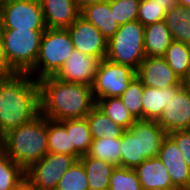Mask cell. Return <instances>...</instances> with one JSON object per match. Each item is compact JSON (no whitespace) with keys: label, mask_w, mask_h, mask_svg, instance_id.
<instances>
[{"label":"cell","mask_w":190,"mask_h":190,"mask_svg":"<svg viewBox=\"0 0 190 190\" xmlns=\"http://www.w3.org/2000/svg\"><path fill=\"white\" fill-rule=\"evenodd\" d=\"M39 115L38 80L28 73L0 74V134L3 136Z\"/></svg>","instance_id":"cell-1"},{"label":"cell","mask_w":190,"mask_h":190,"mask_svg":"<svg viewBox=\"0 0 190 190\" xmlns=\"http://www.w3.org/2000/svg\"><path fill=\"white\" fill-rule=\"evenodd\" d=\"M40 90V114L65 121L86 117L96 105L92 87L81 83L63 82L55 76L38 80Z\"/></svg>","instance_id":"cell-2"},{"label":"cell","mask_w":190,"mask_h":190,"mask_svg":"<svg viewBox=\"0 0 190 190\" xmlns=\"http://www.w3.org/2000/svg\"><path fill=\"white\" fill-rule=\"evenodd\" d=\"M2 151L25 170L48 153L47 118L37 116L33 121L3 135Z\"/></svg>","instance_id":"cell-3"},{"label":"cell","mask_w":190,"mask_h":190,"mask_svg":"<svg viewBox=\"0 0 190 190\" xmlns=\"http://www.w3.org/2000/svg\"><path fill=\"white\" fill-rule=\"evenodd\" d=\"M44 31L0 29V62L4 73H28L33 68Z\"/></svg>","instance_id":"cell-4"},{"label":"cell","mask_w":190,"mask_h":190,"mask_svg":"<svg viewBox=\"0 0 190 190\" xmlns=\"http://www.w3.org/2000/svg\"><path fill=\"white\" fill-rule=\"evenodd\" d=\"M73 50L74 45L67 29L46 28L42 36L38 58L28 74L35 80L54 76Z\"/></svg>","instance_id":"cell-5"},{"label":"cell","mask_w":190,"mask_h":190,"mask_svg":"<svg viewBox=\"0 0 190 190\" xmlns=\"http://www.w3.org/2000/svg\"><path fill=\"white\" fill-rule=\"evenodd\" d=\"M144 28L138 20L119 25L117 32L108 41L106 58L137 70L146 57Z\"/></svg>","instance_id":"cell-6"},{"label":"cell","mask_w":190,"mask_h":190,"mask_svg":"<svg viewBox=\"0 0 190 190\" xmlns=\"http://www.w3.org/2000/svg\"><path fill=\"white\" fill-rule=\"evenodd\" d=\"M135 76L136 70L130 66L102 59L92 86L95 103L102 98H119Z\"/></svg>","instance_id":"cell-7"},{"label":"cell","mask_w":190,"mask_h":190,"mask_svg":"<svg viewBox=\"0 0 190 190\" xmlns=\"http://www.w3.org/2000/svg\"><path fill=\"white\" fill-rule=\"evenodd\" d=\"M76 160L68 154L47 153L25 170V178L35 190H55L64 173Z\"/></svg>","instance_id":"cell-8"},{"label":"cell","mask_w":190,"mask_h":190,"mask_svg":"<svg viewBox=\"0 0 190 190\" xmlns=\"http://www.w3.org/2000/svg\"><path fill=\"white\" fill-rule=\"evenodd\" d=\"M1 29L45 30L43 12L39 0H9L4 4Z\"/></svg>","instance_id":"cell-9"},{"label":"cell","mask_w":190,"mask_h":190,"mask_svg":"<svg viewBox=\"0 0 190 190\" xmlns=\"http://www.w3.org/2000/svg\"><path fill=\"white\" fill-rule=\"evenodd\" d=\"M74 49L83 54L105 59L108 51V41L102 33L81 15L67 28Z\"/></svg>","instance_id":"cell-10"},{"label":"cell","mask_w":190,"mask_h":190,"mask_svg":"<svg viewBox=\"0 0 190 190\" xmlns=\"http://www.w3.org/2000/svg\"><path fill=\"white\" fill-rule=\"evenodd\" d=\"M100 61L74 49L54 76L63 82L81 83L92 87Z\"/></svg>","instance_id":"cell-11"},{"label":"cell","mask_w":190,"mask_h":190,"mask_svg":"<svg viewBox=\"0 0 190 190\" xmlns=\"http://www.w3.org/2000/svg\"><path fill=\"white\" fill-rule=\"evenodd\" d=\"M157 123L166 134L177 130H188L190 126V91L183 85L176 91L173 99L163 109Z\"/></svg>","instance_id":"cell-12"},{"label":"cell","mask_w":190,"mask_h":190,"mask_svg":"<svg viewBox=\"0 0 190 190\" xmlns=\"http://www.w3.org/2000/svg\"><path fill=\"white\" fill-rule=\"evenodd\" d=\"M136 77L146 87L167 88L182 86V81L169 67L164 57H145L136 70Z\"/></svg>","instance_id":"cell-13"},{"label":"cell","mask_w":190,"mask_h":190,"mask_svg":"<svg viewBox=\"0 0 190 190\" xmlns=\"http://www.w3.org/2000/svg\"><path fill=\"white\" fill-rule=\"evenodd\" d=\"M158 158L167 168L173 185L180 190H190V167L168 134L161 143Z\"/></svg>","instance_id":"cell-14"},{"label":"cell","mask_w":190,"mask_h":190,"mask_svg":"<svg viewBox=\"0 0 190 190\" xmlns=\"http://www.w3.org/2000/svg\"><path fill=\"white\" fill-rule=\"evenodd\" d=\"M46 28L67 29L80 16L74 0H39Z\"/></svg>","instance_id":"cell-15"},{"label":"cell","mask_w":190,"mask_h":190,"mask_svg":"<svg viewBox=\"0 0 190 190\" xmlns=\"http://www.w3.org/2000/svg\"><path fill=\"white\" fill-rule=\"evenodd\" d=\"M142 190L178 189L168 174L167 168L158 157L146 159L134 168Z\"/></svg>","instance_id":"cell-16"},{"label":"cell","mask_w":190,"mask_h":190,"mask_svg":"<svg viewBox=\"0 0 190 190\" xmlns=\"http://www.w3.org/2000/svg\"><path fill=\"white\" fill-rule=\"evenodd\" d=\"M128 130L140 132L141 155L146 159L158 157L161 143L167 134L157 121L139 119Z\"/></svg>","instance_id":"cell-17"},{"label":"cell","mask_w":190,"mask_h":190,"mask_svg":"<svg viewBox=\"0 0 190 190\" xmlns=\"http://www.w3.org/2000/svg\"><path fill=\"white\" fill-rule=\"evenodd\" d=\"M181 86L167 88L143 87L142 96V119L157 121L163 113V109L173 99L176 91Z\"/></svg>","instance_id":"cell-18"},{"label":"cell","mask_w":190,"mask_h":190,"mask_svg":"<svg viewBox=\"0 0 190 190\" xmlns=\"http://www.w3.org/2000/svg\"><path fill=\"white\" fill-rule=\"evenodd\" d=\"M80 15L93 24L109 41L119 29V24L110 10L109 1L84 6Z\"/></svg>","instance_id":"cell-19"},{"label":"cell","mask_w":190,"mask_h":190,"mask_svg":"<svg viewBox=\"0 0 190 190\" xmlns=\"http://www.w3.org/2000/svg\"><path fill=\"white\" fill-rule=\"evenodd\" d=\"M144 34V52L146 57H163L173 40L164 20L145 26Z\"/></svg>","instance_id":"cell-20"},{"label":"cell","mask_w":190,"mask_h":190,"mask_svg":"<svg viewBox=\"0 0 190 190\" xmlns=\"http://www.w3.org/2000/svg\"><path fill=\"white\" fill-rule=\"evenodd\" d=\"M79 160L84 166L89 190H108L110 177L116 166L90 157L88 154L81 156Z\"/></svg>","instance_id":"cell-21"},{"label":"cell","mask_w":190,"mask_h":190,"mask_svg":"<svg viewBox=\"0 0 190 190\" xmlns=\"http://www.w3.org/2000/svg\"><path fill=\"white\" fill-rule=\"evenodd\" d=\"M61 123L66 127L67 133H70L71 156L78 160L81 156L87 155L93 138L86 117L65 120Z\"/></svg>","instance_id":"cell-22"},{"label":"cell","mask_w":190,"mask_h":190,"mask_svg":"<svg viewBox=\"0 0 190 190\" xmlns=\"http://www.w3.org/2000/svg\"><path fill=\"white\" fill-rule=\"evenodd\" d=\"M172 39L190 45V9L176 5L164 16Z\"/></svg>","instance_id":"cell-23"},{"label":"cell","mask_w":190,"mask_h":190,"mask_svg":"<svg viewBox=\"0 0 190 190\" xmlns=\"http://www.w3.org/2000/svg\"><path fill=\"white\" fill-rule=\"evenodd\" d=\"M90 132L93 139L105 138L114 139L121 138L124 128L114 123L106 116L96 105L86 116Z\"/></svg>","instance_id":"cell-24"},{"label":"cell","mask_w":190,"mask_h":190,"mask_svg":"<svg viewBox=\"0 0 190 190\" xmlns=\"http://www.w3.org/2000/svg\"><path fill=\"white\" fill-rule=\"evenodd\" d=\"M163 57L177 77L183 81L190 71V45L172 40Z\"/></svg>","instance_id":"cell-25"},{"label":"cell","mask_w":190,"mask_h":190,"mask_svg":"<svg viewBox=\"0 0 190 190\" xmlns=\"http://www.w3.org/2000/svg\"><path fill=\"white\" fill-rule=\"evenodd\" d=\"M177 4V0H140L137 20L144 27L162 21L166 12Z\"/></svg>","instance_id":"cell-26"},{"label":"cell","mask_w":190,"mask_h":190,"mask_svg":"<svg viewBox=\"0 0 190 190\" xmlns=\"http://www.w3.org/2000/svg\"><path fill=\"white\" fill-rule=\"evenodd\" d=\"M145 160L141 155L140 132L125 130L121 137V167L134 169Z\"/></svg>","instance_id":"cell-27"},{"label":"cell","mask_w":190,"mask_h":190,"mask_svg":"<svg viewBox=\"0 0 190 190\" xmlns=\"http://www.w3.org/2000/svg\"><path fill=\"white\" fill-rule=\"evenodd\" d=\"M88 155L121 167V138L93 139Z\"/></svg>","instance_id":"cell-28"},{"label":"cell","mask_w":190,"mask_h":190,"mask_svg":"<svg viewBox=\"0 0 190 190\" xmlns=\"http://www.w3.org/2000/svg\"><path fill=\"white\" fill-rule=\"evenodd\" d=\"M96 106L125 130H128L136 121L120 98H102L96 102Z\"/></svg>","instance_id":"cell-29"},{"label":"cell","mask_w":190,"mask_h":190,"mask_svg":"<svg viewBox=\"0 0 190 190\" xmlns=\"http://www.w3.org/2000/svg\"><path fill=\"white\" fill-rule=\"evenodd\" d=\"M47 139L48 153L71 155L70 133L60 121L47 118Z\"/></svg>","instance_id":"cell-30"},{"label":"cell","mask_w":190,"mask_h":190,"mask_svg":"<svg viewBox=\"0 0 190 190\" xmlns=\"http://www.w3.org/2000/svg\"><path fill=\"white\" fill-rule=\"evenodd\" d=\"M25 178V169L3 151L0 153V190H14Z\"/></svg>","instance_id":"cell-31"},{"label":"cell","mask_w":190,"mask_h":190,"mask_svg":"<svg viewBox=\"0 0 190 190\" xmlns=\"http://www.w3.org/2000/svg\"><path fill=\"white\" fill-rule=\"evenodd\" d=\"M55 190H89L84 166L79 159L64 173Z\"/></svg>","instance_id":"cell-32"},{"label":"cell","mask_w":190,"mask_h":190,"mask_svg":"<svg viewBox=\"0 0 190 190\" xmlns=\"http://www.w3.org/2000/svg\"><path fill=\"white\" fill-rule=\"evenodd\" d=\"M143 87L142 82L135 76L119 97L136 120L142 119Z\"/></svg>","instance_id":"cell-33"},{"label":"cell","mask_w":190,"mask_h":190,"mask_svg":"<svg viewBox=\"0 0 190 190\" xmlns=\"http://www.w3.org/2000/svg\"><path fill=\"white\" fill-rule=\"evenodd\" d=\"M108 190H142L134 169L115 167L110 177Z\"/></svg>","instance_id":"cell-34"},{"label":"cell","mask_w":190,"mask_h":190,"mask_svg":"<svg viewBox=\"0 0 190 190\" xmlns=\"http://www.w3.org/2000/svg\"><path fill=\"white\" fill-rule=\"evenodd\" d=\"M109 4L119 25L137 20L140 0H109Z\"/></svg>","instance_id":"cell-35"},{"label":"cell","mask_w":190,"mask_h":190,"mask_svg":"<svg viewBox=\"0 0 190 190\" xmlns=\"http://www.w3.org/2000/svg\"><path fill=\"white\" fill-rule=\"evenodd\" d=\"M176 143L185 163L190 167V131L177 130L168 134Z\"/></svg>","instance_id":"cell-36"},{"label":"cell","mask_w":190,"mask_h":190,"mask_svg":"<svg viewBox=\"0 0 190 190\" xmlns=\"http://www.w3.org/2000/svg\"><path fill=\"white\" fill-rule=\"evenodd\" d=\"M76 5L80 8V10L89 4L98 3V2H106L109 0H74Z\"/></svg>","instance_id":"cell-37"},{"label":"cell","mask_w":190,"mask_h":190,"mask_svg":"<svg viewBox=\"0 0 190 190\" xmlns=\"http://www.w3.org/2000/svg\"><path fill=\"white\" fill-rule=\"evenodd\" d=\"M14 190H35L33 186L27 181L24 180L18 187Z\"/></svg>","instance_id":"cell-38"},{"label":"cell","mask_w":190,"mask_h":190,"mask_svg":"<svg viewBox=\"0 0 190 190\" xmlns=\"http://www.w3.org/2000/svg\"><path fill=\"white\" fill-rule=\"evenodd\" d=\"M182 85L190 91V71L187 76L183 79Z\"/></svg>","instance_id":"cell-39"},{"label":"cell","mask_w":190,"mask_h":190,"mask_svg":"<svg viewBox=\"0 0 190 190\" xmlns=\"http://www.w3.org/2000/svg\"><path fill=\"white\" fill-rule=\"evenodd\" d=\"M4 4L0 2V29L3 25Z\"/></svg>","instance_id":"cell-40"},{"label":"cell","mask_w":190,"mask_h":190,"mask_svg":"<svg viewBox=\"0 0 190 190\" xmlns=\"http://www.w3.org/2000/svg\"><path fill=\"white\" fill-rule=\"evenodd\" d=\"M178 5L184 6L190 9V0H177Z\"/></svg>","instance_id":"cell-41"},{"label":"cell","mask_w":190,"mask_h":190,"mask_svg":"<svg viewBox=\"0 0 190 190\" xmlns=\"http://www.w3.org/2000/svg\"><path fill=\"white\" fill-rule=\"evenodd\" d=\"M3 136L0 134V153L2 152Z\"/></svg>","instance_id":"cell-42"},{"label":"cell","mask_w":190,"mask_h":190,"mask_svg":"<svg viewBox=\"0 0 190 190\" xmlns=\"http://www.w3.org/2000/svg\"><path fill=\"white\" fill-rule=\"evenodd\" d=\"M3 73H4V71L2 69V65H1V62H0V74H3Z\"/></svg>","instance_id":"cell-43"},{"label":"cell","mask_w":190,"mask_h":190,"mask_svg":"<svg viewBox=\"0 0 190 190\" xmlns=\"http://www.w3.org/2000/svg\"><path fill=\"white\" fill-rule=\"evenodd\" d=\"M9 0H0L1 3L5 4L7 3Z\"/></svg>","instance_id":"cell-44"},{"label":"cell","mask_w":190,"mask_h":190,"mask_svg":"<svg viewBox=\"0 0 190 190\" xmlns=\"http://www.w3.org/2000/svg\"><path fill=\"white\" fill-rule=\"evenodd\" d=\"M157 190H180V189H157Z\"/></svg>","instance_id":"cell-45"}]
</instances>
